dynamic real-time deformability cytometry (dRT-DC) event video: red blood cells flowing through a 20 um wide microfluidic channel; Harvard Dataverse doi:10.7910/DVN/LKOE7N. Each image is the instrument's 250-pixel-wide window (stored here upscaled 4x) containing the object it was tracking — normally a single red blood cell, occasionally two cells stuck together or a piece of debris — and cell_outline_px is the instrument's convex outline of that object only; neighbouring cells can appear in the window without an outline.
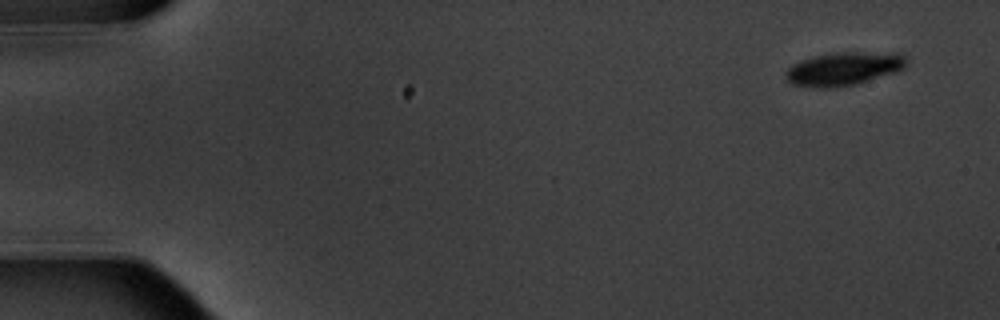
{"species": "common noctule bat (a hibernating species)", "species_latin": "Nyctalus noctula", "temperature_condition": "warm", "stored_images_in_passage": 5, "camera_frame_rate_fps": 3000, "um_per_image_px": 0.085, "animal": {"sex": "male", "body_mass_g": 20.1, "forearm_length_mm": 53.5}, "frame": {"image": 1, "passage_image": 1, "time_ms": 0.0, "image_size_px": [1000, 320], "cell_outline_px": [[908, 64], [904, 68], [896, 72], [856, 84], [828, 88], [816, 88], [792, 84], [784, 76], [784, 72], [792, 64], [800, 60], [812, 56], [840, 52], [900, 52], [908, 60]], "centroid_in_image_um": [71.73, 5.83], "position_along_channel_um": 13.3, "area_um2": 23.81}}
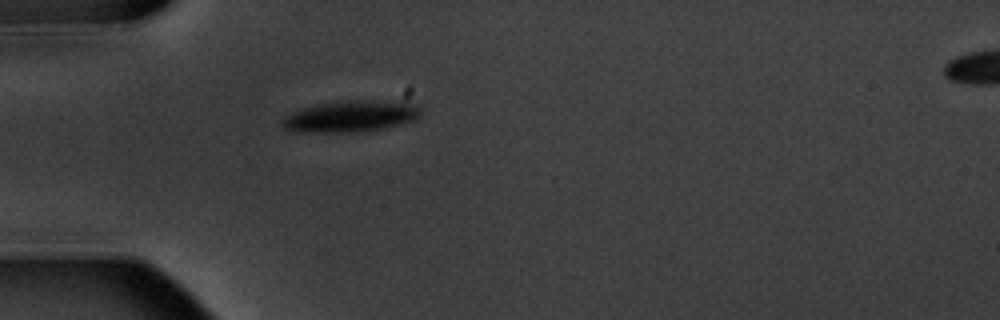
{"frame": {"image": 2, "passage_image": 5, "time_ms": 4.667, "image_size_px": [1000, 320], "cell_outline_px": [[420, 116], [416, 120], [384, 128], [356, 132], [296, 132], [284, 128], [280, 124], [280, 120], [284, 116], [300, 108], [320, 104], [344, 100], [400, 100], [420, 104]], "centroid_in_image_um": [29.85, 9.87], "position_along_channel_um": 55.2, "area_um2": 25.95}}